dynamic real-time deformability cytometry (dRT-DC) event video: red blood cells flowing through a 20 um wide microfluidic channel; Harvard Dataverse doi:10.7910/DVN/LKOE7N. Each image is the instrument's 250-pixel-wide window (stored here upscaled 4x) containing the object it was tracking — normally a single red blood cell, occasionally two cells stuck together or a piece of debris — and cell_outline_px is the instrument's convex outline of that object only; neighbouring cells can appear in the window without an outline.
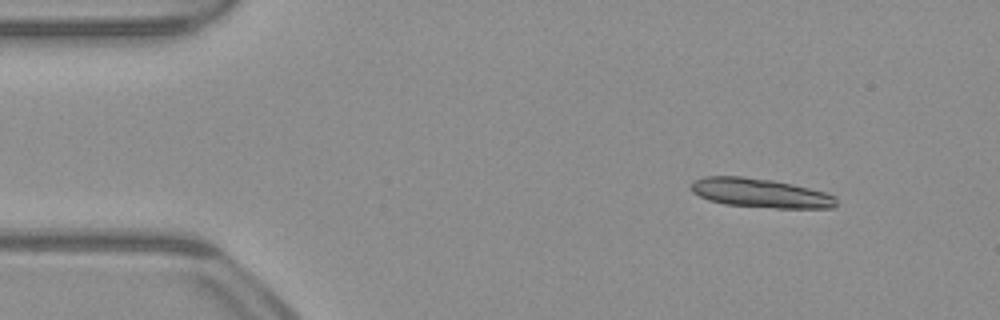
{"species": "common noctule bat (a hibernating species)", "species_latin": "Nyctalus noctula", "temperature_condition": "warm", "stored_images_in_passage": 47, "segment_of_instrument_passage": [1, 2], "camera_frame_rate_fps": 3000, "um_per_image_px": 0.085, "animal": {"sex": "male", "body_mass_g": 23.1, "forearm_length_mm": 52.7}, "frame": {"image": 1, "passage_image": 1, "time_ms": 0.0, "image_size_px": [1000, 320], "cell_outline_px": [[836, 204], [832, 208], [776, 208], [724, 204], [708, 200], [692, 192], [692, 180], [704, 176], [744, 176], [772, 180], [792, 184], [824, 192], [836, 196]], "centroid_in_image_um": [64.6, 16.4], "position_along_channel_um": 20.4, "area_um2": 24.62}}